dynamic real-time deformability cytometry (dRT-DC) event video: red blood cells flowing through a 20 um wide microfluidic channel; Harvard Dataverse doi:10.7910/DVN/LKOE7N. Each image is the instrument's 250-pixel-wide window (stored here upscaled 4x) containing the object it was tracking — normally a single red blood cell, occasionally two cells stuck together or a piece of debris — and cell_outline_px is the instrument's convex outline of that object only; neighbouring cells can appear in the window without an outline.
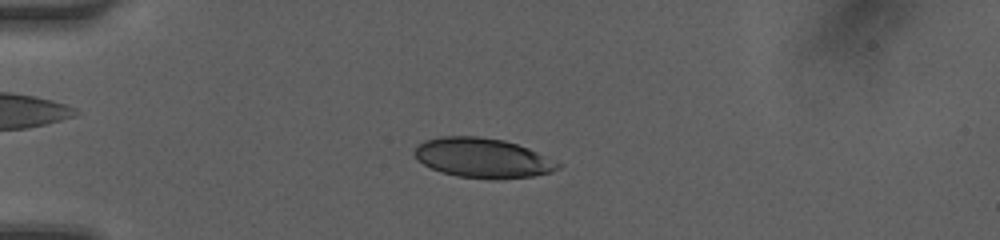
{"species": "human", "species_latin": "Homo sapiens", "temperature_condition": "room temperature", "stored_images_in_passage": 38, "camera_frame_rate_fps": 3000, "um_per_image_px": 0.085, "donor": {"sex": "female"}, "frame": {"image": 1, "passage_image": 2, "time_ms": 0.333, "image_size_px": [1000, 240], "cell_outline_px": [[564, 164], [560, 168], [552, 172], [532, 176], [496, 180], [456, 176], [440, 172], [424, 164], [412, 152], [424, 140], [440, 136], [480, 136], [504, 140], [528, 148]], "centroid_in_image_um": [41.06, 13.43], "position_along_channel_um": 43.9, "area_um2": 33.35}}
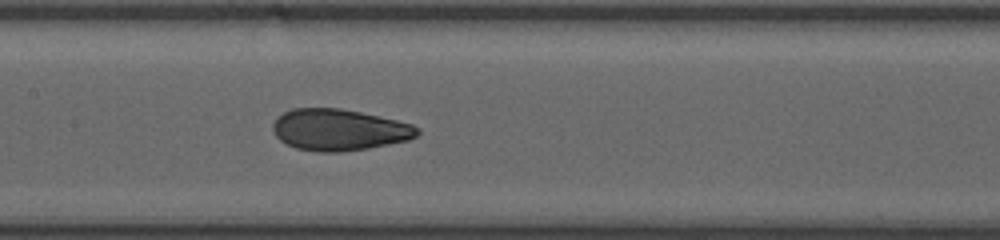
{"frame": {"image": 2, "passage_image": 14, "time_ms": 4.333, "image_size_px": [1000, 240], "cell_outline_px": [[420, 132], [416, 136], [408, 140], [368, 148], [340, 152], [316, 152], [296, 148], [280, 140], [272, 132], [272, 124], [284, 112], [292, 108], [340, 108], [360, 112], [396, 120], [412, 124], [420, 128]], "centroid_in_image_um": [28.81, 11.04], "position_along_channel_um": 178.6, "area_um2": 34.85}}
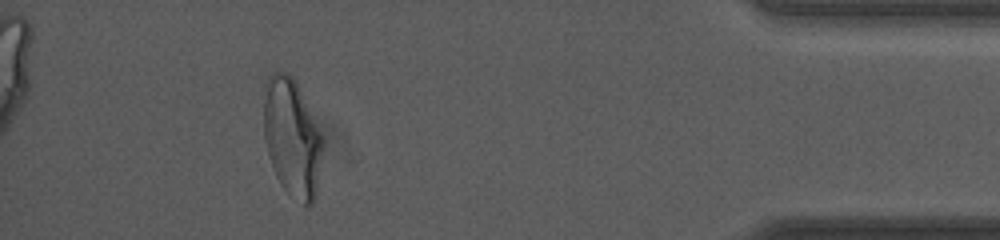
{"frame": {"image": 3, "passage_image": 34, "time_ms": 11.0, "image_size_px": [1000, 240], "cell_outline_px": [[324, 148], [316, 196], [312, 204], [308, 208], [288, 192], [280, 184], [276, 176], [268, 156], [264, 140], [264, 96], [268, 76], [272, 72], [288, 72], [296, 80], [324, 136]], "centroid_in_image_um": [24.86, 11.7], "position_along_channel_um": 410.3, "area_um2": 41.33}, "authors_computed_cell_mechanics": {"area_um2": 35.3736, "velocity_mm_per_s": 4.1915, "shape_relaxation_time_tau1_ms": 4.322, "shape_relaxation_time_tau2_ms": 0.9712, "deformation_change_tau1": 0.1719, "deformation_change_tau2": 0.0709}}